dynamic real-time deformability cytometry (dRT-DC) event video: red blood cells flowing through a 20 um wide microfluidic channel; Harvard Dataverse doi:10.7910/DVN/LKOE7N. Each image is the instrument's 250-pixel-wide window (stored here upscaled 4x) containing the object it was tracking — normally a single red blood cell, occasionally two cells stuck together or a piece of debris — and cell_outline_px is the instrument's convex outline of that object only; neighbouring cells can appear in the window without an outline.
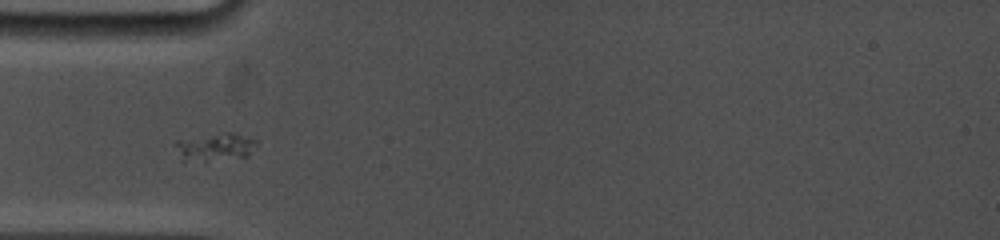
{"species": "common noctule bat (a hibernating species)", "species_latin": "Nyctalus noctula", "temperature_condition": "cold", "stored_images_in_passage": 42, "segment_of_instrument_passage": [1, 2], "camera_frame_rate_fps": 5000, "um_per_image_px": 0.085, "animal": {"sex": "female", "body_mass_g": 19.0, "forearm_length_mm": 53.3}, "frame": {"image": 1, "passage_image": 1, "time_ms": 0.0, "image_size_px": [1000, 240], "cell_outline_px": [[256, 144], [248, 156], [208, 164], [184, 164], [180, 160], [176, 144], [176, 140], [228, 132], [232, 132], [256, 140]], "centroid_in_image_um": [18.21, 12.6], "position_along_channel_um": 66.8, "area_um2": 13.93}}
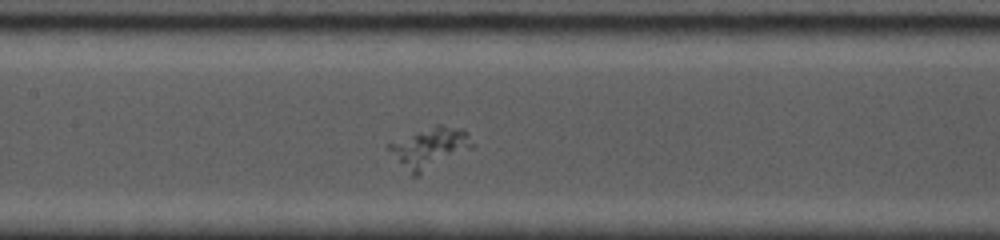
{"frame": {"image": 2, "passage_image": 13, "time_ms": 2.8, "image_size_px": [1000, 240], "cell_outline_px": [[472, 148], [416, 176], [412, 176], [388, 148], [388, 144], [436, 124], [440, 124], [464, 128], [468, 132], [472, 144]], "centroid_in_image_um": [36.59, 12.54], "position_along_channel_um": 170.8, "area_um2": 19.07}}
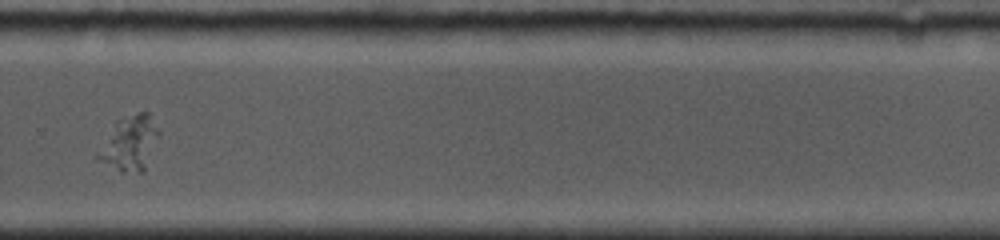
{"frame": {"image": 3, "passage_image": 24, "time_ms": 6.8, "image_size_px": [1000, 240], "cell_outline_px": [[160, 132], [144, 172], [120, 172], [92, 156], [116, 120], [124, 116], [136, 112], [148, 112]], "centroid_in_image_um": [10.97, 12.17], "position_along_channel_um": 318.8, "area_um2": 19.65}}